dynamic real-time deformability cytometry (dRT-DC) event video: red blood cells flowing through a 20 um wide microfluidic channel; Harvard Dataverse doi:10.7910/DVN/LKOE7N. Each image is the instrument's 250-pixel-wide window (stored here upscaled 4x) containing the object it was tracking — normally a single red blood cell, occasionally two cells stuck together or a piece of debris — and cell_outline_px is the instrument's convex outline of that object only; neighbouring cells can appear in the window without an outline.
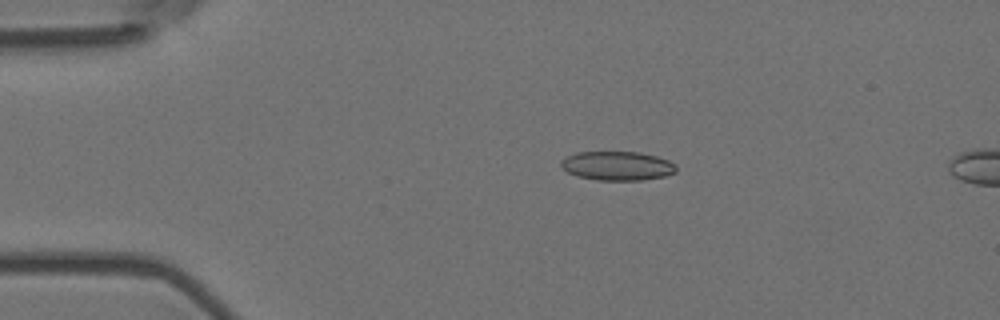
{"species": "Egyptian fruit bat (a non-hibernating species)", "species_latin": "Rousettus aegyptiacus", "temperature_condition": "room temperature", "stored_images_in_passage": 5, "camera_frame_rate_fps": 3000, "um_per_image_px": 0.085, "animal": {"sex": "female"}, "frame": {"image": 1, "passage_image": 4, "time_ms": 1.0, "image_size_px": [1000, 320], "cell_outline_px": [[676, 172], [664, 176], [644, 180], [596, 180], [576, 176], [560, 168], [560, 160], [576, 152], [640, 152], [656, 156], [668, 160], [676, 164]], "centroid_in_image_um": [52.45, 14.1], "position_along_channel_um": 32.6, "area_um2": 19.65}}